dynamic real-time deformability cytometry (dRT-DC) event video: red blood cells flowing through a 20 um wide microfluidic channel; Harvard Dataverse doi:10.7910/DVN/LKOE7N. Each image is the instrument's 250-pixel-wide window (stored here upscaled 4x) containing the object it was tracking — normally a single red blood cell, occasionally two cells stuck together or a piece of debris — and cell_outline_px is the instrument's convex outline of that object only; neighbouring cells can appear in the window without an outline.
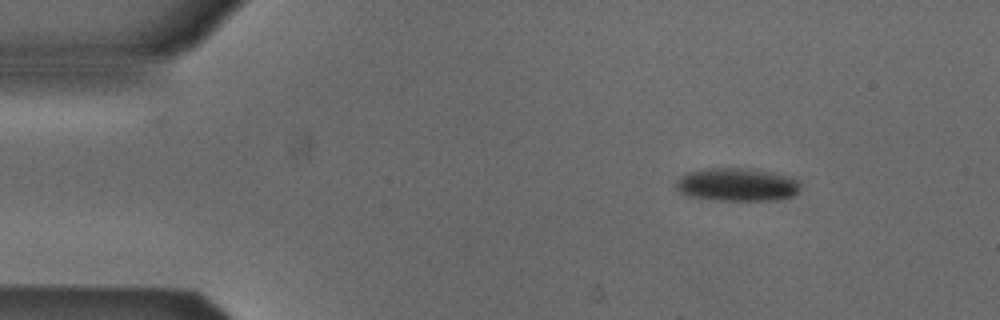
{"species": "Egyptian fruit bat (a non-hibernating species)", "species_latin": "Rousettus aegyptiacus", "temperature_condition": "cold", "stored_images_in_passage": 47, "camera_frame_rate_fps": 3000, "um_per_image_px": 0.085, "animal": {"sex": "male"}, "frame": {"image": 1, "passage_image": 1, "time_ms": 0.0, "image_size_px": [1000, 320], "cell_outline_px": [[800, 188], [792, 196], [784, 200], [712, 200], [684, 196], [676, 188], [676, 180], [680, 176], [688, 172], [708, 168], [748, 168], [772, 172], [792, 176], [800, 180]], "centroid_in_image_um": [62.66, 15.7], "position_along_channel_um": 22.3, "area_um2": 24.51}}
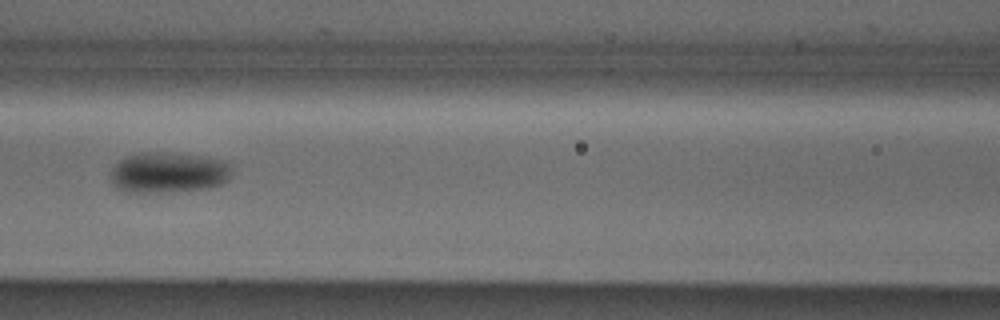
{"frame": {"image": 2, "passage_image": 17, "time_ms": 5.333, "image_size_px": [1000, 320], "cell_outline_px": [[228, 180], [224, 184], [208, 188], [168, 192], [128, 192], [116, 188], [112, 184], [112, 168], [120, 160], [128, 156], [140, 152], [168, 152], [208, 156], [224, 160], [228, 164]], "centroid_in_image_um": [14.31, 14.66], "position_along_channel_um": 152.3, "area_um2": 28.84}}
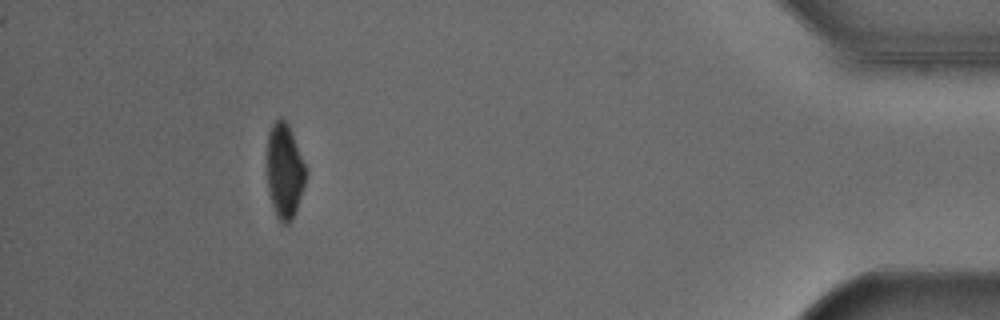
{"frame": {"image": 3, "passage_image": 42, "time_ms": 13.667, "image_size_px": [1000, 320], "cell_outline_px": [[304, 184], [296, 212], [292, 220], [288, 224], [284, 224], [276, 216], [268, 192], [264, 164], [268, 132], [272, 124], [280, 116], [288, 124], [304, 164]], "centroid_in_image_um": [24.11, 14.53], "position_along_channel_um": 411.1, "area_um2": 21.73}, "authors_computed_cell_mechanics": {"area_um2": 25.143, "velocity_mm_per_s": 3.87, "shape_relaxation_time_tau1_ms": 3.2771, "shape_relaxation_time_tau2_ms": null, "deformation_change_tau1": 0.0909, "deformation_change_tau2": null}}